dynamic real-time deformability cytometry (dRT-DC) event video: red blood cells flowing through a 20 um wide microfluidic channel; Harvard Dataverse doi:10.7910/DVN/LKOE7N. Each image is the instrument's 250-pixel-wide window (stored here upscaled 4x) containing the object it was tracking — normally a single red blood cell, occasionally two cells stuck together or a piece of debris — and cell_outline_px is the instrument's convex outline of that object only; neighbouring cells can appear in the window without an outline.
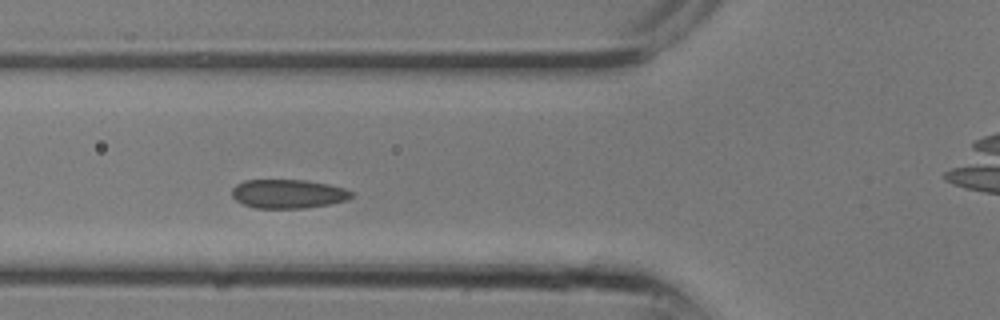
{"species": "common noctule bat (a hibernating species)", "species_latin": "Nyctalus noctula", "temperature_condition": "room temperature", "stored_images_in_passage": 19, "camera_frame_rate_fps": 3000, "um_per_image_px": 0.085, "animal": {"sex": "male", "body_mass_g": 13.3}, "frame": {"image": 1, "passage_image": 11, "time_ms": 3.333, "image_size_px": [1000, 320], "cell_outline_px": [[352, 196], [348, 200], [328, 204], [304, 208], [256, 208], [244, 204], [236, 200], [232, 196], [232, 188], [236, 184], [244, 180], [308, 180], [328, 184], [344, 188], [352, 192]], "centroid_in_image_um": [24.48, 16.47], "position_along_channel_um": 101.3, "area_um2": 20.11}}
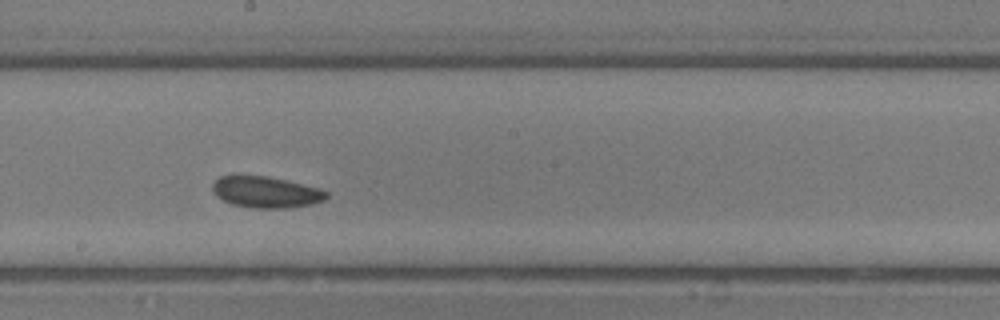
{"frame": {"image": 2, "passage_image": 16, "time_ms": 5.0, "image_size_px": [1000, 320], "cell_outline_px": [[328, 196], [324, 200], [312, 204], [288, 208], [252, 208], [232, 204], [216, 196], [212, 188], [212, 184], [220, 176], [268, 176], [320, 188], [328, 192]], "centroid_in_image_um": [22.62, 16.34], "position_along_channel_um": 225.6, "area_um2": 20.69}}
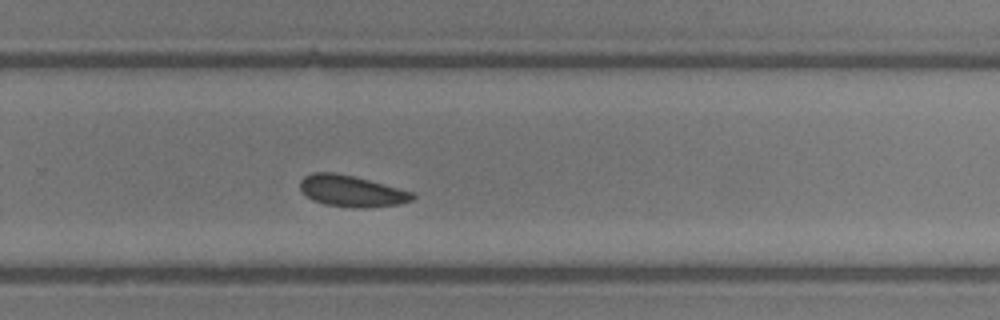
{"frame": {"image": 3, "passage_image": 19, "time_ms": 6.0, "image_size_px": [1000, 320], "cell_outline_px": [[416, 196], [412, 200], [400, 204], [364, 208], [360, 208], [324, 204], [312, 200], [300, 188], [300, 180], [304, 176], [312, 172], [332, 172], [352, 176], [416, 192]], "centroid_in_image_um": [29.91, 16.24], "position_along_channel_um": 299.9, "area_um2": 20.46}}